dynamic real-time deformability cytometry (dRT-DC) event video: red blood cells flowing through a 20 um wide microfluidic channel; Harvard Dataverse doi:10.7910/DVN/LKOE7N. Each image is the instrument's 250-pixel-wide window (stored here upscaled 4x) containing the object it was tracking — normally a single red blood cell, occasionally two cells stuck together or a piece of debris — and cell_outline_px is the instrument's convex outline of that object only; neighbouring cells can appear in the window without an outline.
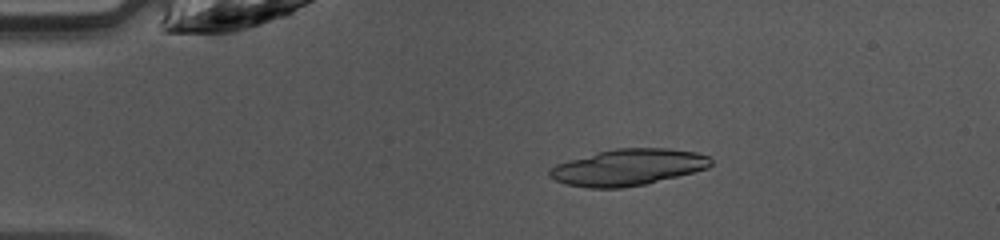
{"species": "common noctule bat (a hibernating species)", "species_latin": "Nyctalus noctula", "temperature_condition": "warm", "stored_images_in_passage": 46, "camera_frame_rate_fps": 3000, "um_per_image_px": 0.085, "animal": {"sex": "female", "body_mass_g": 10.0, "forearm_length_mm": 53.1}, "frame": {"image": 1, "passage_image": 9, "time_ms": 2.667, "image_size_px": [1000, 240], "cell_outline_px": [[712, 164], [708, 168], [644, 184], [620, 188], [588, 188], [564, 184], [548, 176], [548, 172], [556, 164], [568, 160], [616, 148], [668, 148], [696, 152], [708, 156], [712, 160]], "centroid_in_image_um": [53.37, 14.22], "position_along_channel_um": 31.6, "area_um2": 33.93}}